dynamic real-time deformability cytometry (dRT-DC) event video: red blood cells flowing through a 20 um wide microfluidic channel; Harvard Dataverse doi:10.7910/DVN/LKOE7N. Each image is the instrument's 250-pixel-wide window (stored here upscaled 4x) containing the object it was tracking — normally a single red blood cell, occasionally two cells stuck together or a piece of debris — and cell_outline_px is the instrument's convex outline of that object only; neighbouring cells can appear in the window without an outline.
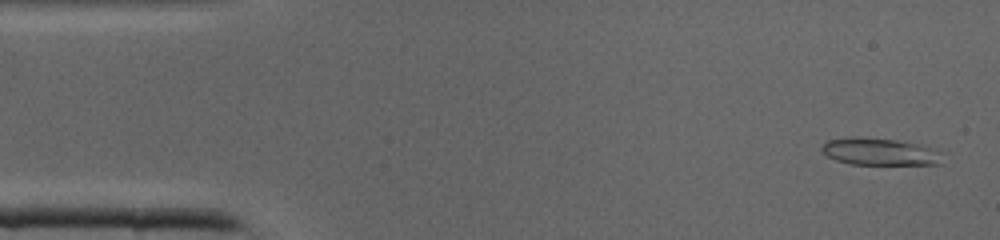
{"species": "common noctule bat (a hibernating species)", "species_latin": "Nyctalus noctula", "temperature_condition": "cold", "stored_images_in_passage": 37, "camera_frame_rate_fps": 3000, "um_per_image_px": 0.085, "animal": {"sex": "male", "body_mass_g": 19.0, "forearm_length_mm": 50.8}, "frame": {"image": 1, "passage_image": 2, "time_ms": 0.333, "image_size_px": [1000, 240], "cell_outline_px": [[940, 164], [852, 164], [836, 160], [828, 156], [820, 148], [828, 140], [896, 140], [916, 144], [932, 148], [940, 152]], "centroid_in_image_um": [74.83, 12.95], "position_along_channel_um": 10.2, "area_um2": 17.74}}
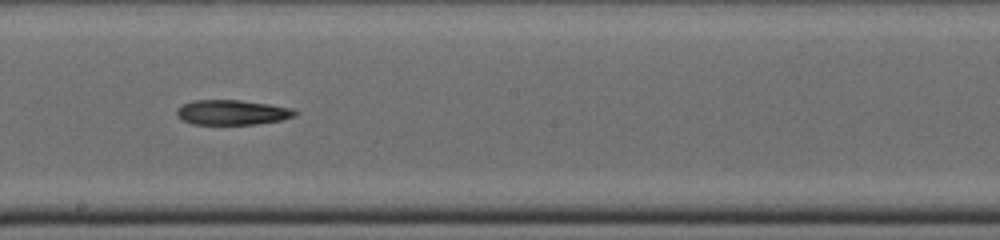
{"frame": {"image": 2, "passage_image": 22, "time_ms": 7.0, "image_size_px": [1000, 240], "cell_outline_px": [[296, 116], [280, 120], [256, 124], [192, 124], [184, 120], [176, 112], [184, 104], [192, 100], [240, 100], [268, 104], [292, 108], [296, 112]], "centroid_in_image_um": [19.77, 9.55], "position_along_channel_um": 228.4, "area_um2": 16.88}}
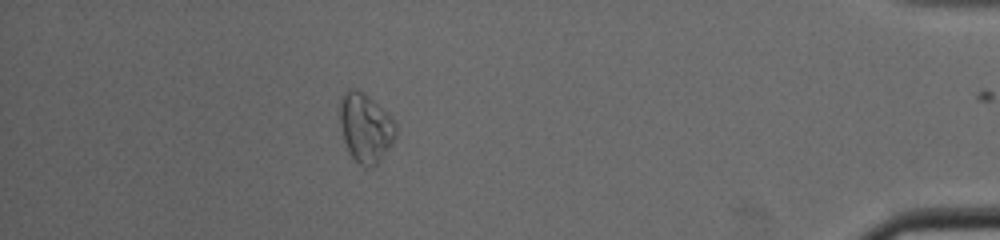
{"frame": {"image": 3, "passage_image": 36, "time_ms": 11.667, "image_size_px": [1000, 240], "cell_outline_px": [[396, 136], [392, 144], [380, 160], [376, 164], [360, 164], [352, 156], [344, 140], [340, 124], [340, 96], [348, 88], [356, 88], [364, 92], [388, 112], [396, 120]], "centroid_in_image_um": [31.09, 10.77], "position_along_channel_um": 404.1, "area_um2": 22.48}}